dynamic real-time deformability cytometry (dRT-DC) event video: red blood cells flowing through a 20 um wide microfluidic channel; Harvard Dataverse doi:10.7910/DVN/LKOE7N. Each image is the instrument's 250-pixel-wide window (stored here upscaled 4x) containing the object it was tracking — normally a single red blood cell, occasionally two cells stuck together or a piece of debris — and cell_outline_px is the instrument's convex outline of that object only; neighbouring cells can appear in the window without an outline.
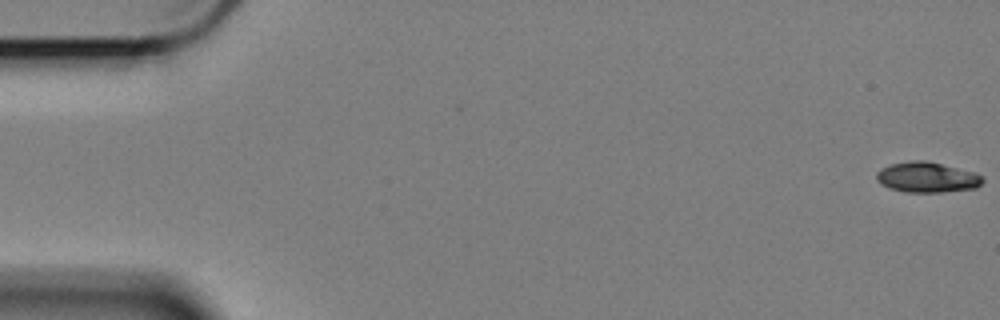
{"species": "Egyptian fruit bat (a non-hibernating species)", "species_latin": "Rousettus aegyptiacus", "temperature_condition": "cold", "stored_images_in_passage": 11, "camera_frame_rate_fps": 3000, "um_per_image_px": 0.085, "animal": {"sex": "female"}, "frame": {"image": 1, "passage_image": 1, "time_ms": 0.0, "image_size_px": [1000, 320], "cell_outline_px": [[984, 180], [976, 188], [940, 192], [908, 192], [892, 188], [880, 184], [876, 180], [876, 172], [880, 168], [888, 164], [908, 160], [928, 160], [976, 172]], "centroid_in_image_um": [78.77, 15.04], "position_along_channel_um": 6.2, "area_um2": 19.02}}